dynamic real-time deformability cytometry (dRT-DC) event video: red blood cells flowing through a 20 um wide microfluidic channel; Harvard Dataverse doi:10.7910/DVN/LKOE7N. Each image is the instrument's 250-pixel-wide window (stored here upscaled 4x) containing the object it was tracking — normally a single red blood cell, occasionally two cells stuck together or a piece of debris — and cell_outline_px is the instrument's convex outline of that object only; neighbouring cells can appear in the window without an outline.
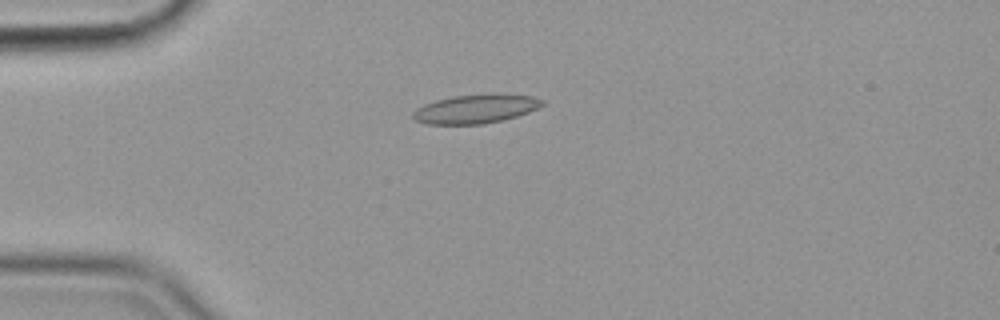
{"species": "common noctule bat (a hibernating species)", "species_latin": "Nyctalus noctula", "temperature_condition": "cold", "stored_images_in_passage": 57, "camera_frame_rate_fps": 3000, "um_per_image_px": 0.085, "animal": {"sex": "female", "body_mass_g": 19.9}, "frame": {"image": 1, "passage_image": 15, "time_ms": 4.667, "image_size_px": [1000, 320], "cell_outline_px": [[544, 104], [528, 112], [504, 120], [484, 124], [428, 124], [416, 120], [412, 116], [412, 112], [416, 108], [424, 104], [436, 100], [452, 96], [492, 92], [500, 92], [532, 96], [544, 100]], "centroid_in_image_um": [40.45, 9.22], "position_along_channel_um": 44.5, "area_um2": 22.2}}
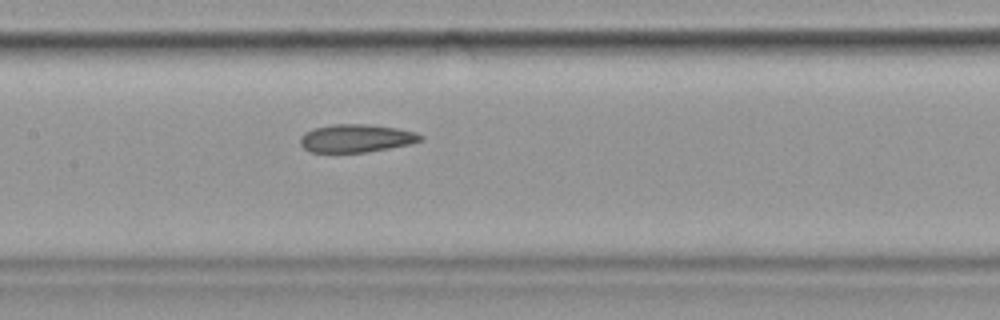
{"frame": {"image": 2, "passage_image": 28, "time_ms": 9.0, "image_size_px": [1000, 320], "cell_outline_px": [[424, 140], [412, 144], [368, 152], [308, 152], [300, 144], [300, 136], [304, 132], [312, 128], [332, 124], [364, 124], [396, 128], [416, 132], [424, 136]], "centroid_in_image_um": [30.28, 11.75], "position_along_channel_um": 177.1, "area_um2": 19.88}}
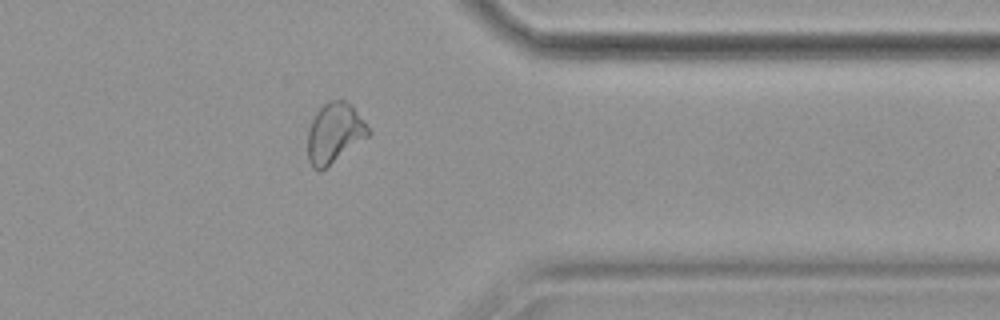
{"frame": {"image": 3, "passage_image": 46, "time_ms": 15.0, "image_size_px": [1000, 320], "cell_outline_px": [[372, 132], [368, 136], [320, 172], [312, 168], [308, 160], [308, 128], [316, 112], [328, 100], [344, 100], [352, 104]], "centroid_in_image_um": [28.42, 11.3], "position_along_channel_um": 383.0, "area_um2": 21.21}, "authors_computed_cell_mechanics": {"area_um2": 21.386, "velocity_mm_per_s": 3.5786, "shape_relaxation_time_tau1_ms": null, "shape_relaxation_time_tau2_ms": 3.741, "deformation_change_tau1": null, "deformation_change_tau2": 0.0987}}